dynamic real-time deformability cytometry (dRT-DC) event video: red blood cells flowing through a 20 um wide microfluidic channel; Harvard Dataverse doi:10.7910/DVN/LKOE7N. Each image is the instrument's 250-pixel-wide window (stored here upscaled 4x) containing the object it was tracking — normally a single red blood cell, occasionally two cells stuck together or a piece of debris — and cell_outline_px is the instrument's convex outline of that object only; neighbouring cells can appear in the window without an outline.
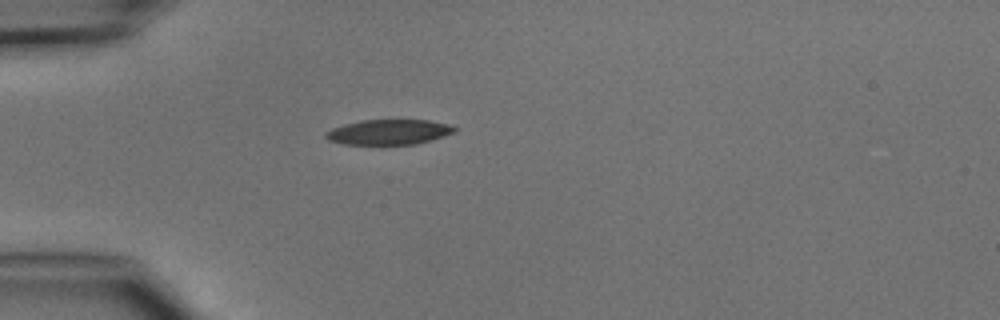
{"species": "common noctule bat (a hibernating species)", "species_latin": "Nyctalus noctula", "temperature_condition": "cold", "stored_images_in_passage": 1, "camera_frame_rate_fps": 3000, "um_per_image_px": 0.085, "animal": {"sex": "male", "body_mass_g": 15.6}, "frame": {"image": 1, "passage_image": 1, "time_ms": 0.0, "image_size_px": [1000, 320], "cell_outline_px": [[456, 132], [444, 136], [416, 144], [344, 144], [328, 140], [324, 136], [324, 132], [332, 128], [344, 124], [360, 120], [428, 120], [448, 124], [456, 128]], "centroid_in_image_um": [33.02, 11.22], "position_along_channel_um": 52.0, "area_um2": 18.84}}